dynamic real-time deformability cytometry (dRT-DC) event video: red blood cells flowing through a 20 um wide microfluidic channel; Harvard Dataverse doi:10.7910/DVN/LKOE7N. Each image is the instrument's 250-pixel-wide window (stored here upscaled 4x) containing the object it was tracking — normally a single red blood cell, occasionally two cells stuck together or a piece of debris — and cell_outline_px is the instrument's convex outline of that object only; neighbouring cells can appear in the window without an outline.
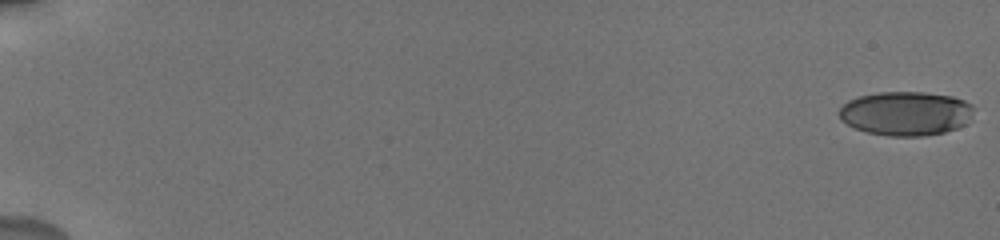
{"species": "human", "species_latin": "Homo sapiens", "temperature_condition": "cold", "stored_images_in_passage": 28, "camera_frame_rate_fps": 3000, "um_per_image_px": 0.085, "donor": {"sex": "male"}, "frame": {"image": 1, "passage_image": 1, "time_ms": 0.0, "image_size_px": [1000, 240], "cell_outline_px": [[976, 108], [968, 124], [944, 132], [924, 136], [888, 136], [868, 132], [856, 128], [840, 120], [840, 108], [848, 100], [860, 96], [880, 92], [924, 92], [952, 96], [964, 100], [972, 104]], "centroid_in_image_um": [77.06, 9.64], "position_along_channel_um": 7.9, "area_um2": 34.8}}
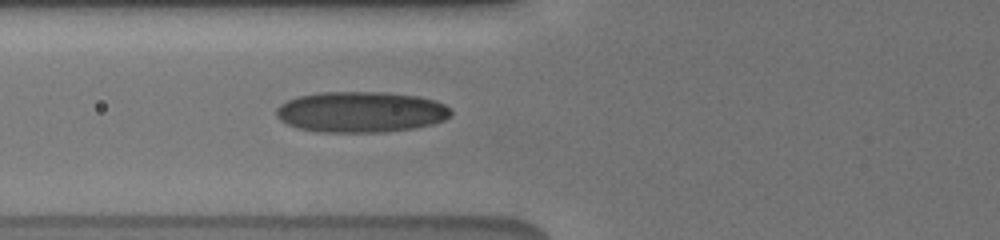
{"frame": {"image": 2, "passage_image": 17, "time_ms": 7.667, "image_size_px": [1000, 240], "cell_outline_px": [[452, 116], [444, 120], [432, 124], [416, 128], [384, 132], [320, 132], [300, 128], [288, 124], [280, 120], [276, 116], [276, 108], [280, 104], [296, 96], [320, 92], [384, 92], [416, 96], [436, 100], [444, 104], [452, 112]], "centroid_in_image_um": [30.68, 9.51], "position_along_channel_um": 95.1, "area_um2": 41.73}}
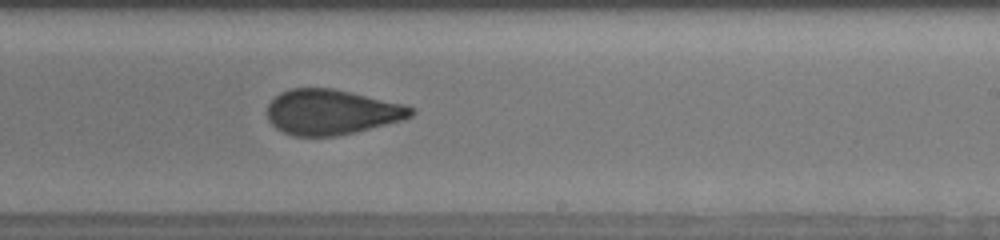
{"frame": {"image": 3, "passage_image": 28, "time_ms": 12.0, "image_size_px": [1000, 240], "cell_outline_px": [[416, 112], [412, 116], [400, 120], [336, 136], [292, 136], [276, 128], [268, 120], [268, 104], [280, 92], [292, 88], [332, 88], [352, 92], [404, 104], [416, 108]], "centroid_in_image_um": [28.17, 9.51], "position_along_channel_um": 260.8, "area_um2": 37.63}}